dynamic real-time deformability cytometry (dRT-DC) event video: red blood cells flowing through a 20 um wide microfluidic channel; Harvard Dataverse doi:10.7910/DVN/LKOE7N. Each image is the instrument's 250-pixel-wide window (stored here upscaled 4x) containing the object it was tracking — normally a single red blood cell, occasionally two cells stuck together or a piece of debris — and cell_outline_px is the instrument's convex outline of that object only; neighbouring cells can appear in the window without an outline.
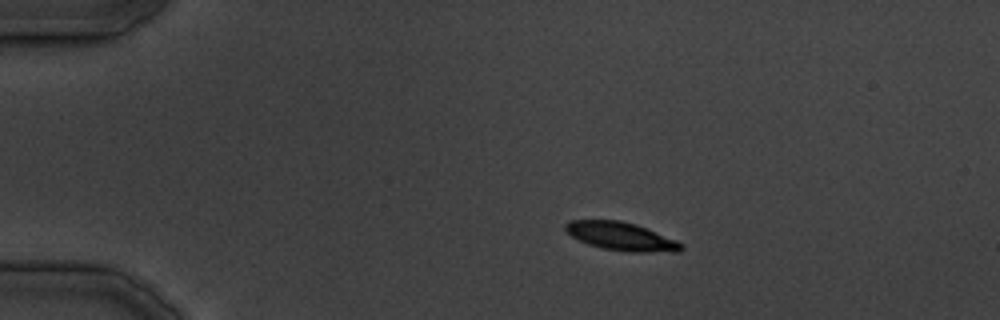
{"species": "common noctule bat (a hibernating species)", "species_latin": "Nyctalus noctula", "temperature_condition": "cold", "stored_images_in_passage": 31, "camera_frame_rate_fps": 3000, "um_per_image_px": 0.085, "animal": {"sex": "male", "body_mass_g": 19.5, "forearm_length_mm": 54.6}, "frame": {"image": 1, "passage_image": 1, "time_ms": 0.0, "image_size_px": [1000, 320], "cell_outline_px": [[684, 248], [680, 252], [628, 252], [604, 248], [588, 244], [572, 236], [564, 228], [564, 224], [568, 220], [620, 220], [636, 224], [676, 240], [684, 244]], "centroid_in_image_um": [52.83, 20.09], "position_along_channel_um": 32.2, "area_um2": 19.07}}
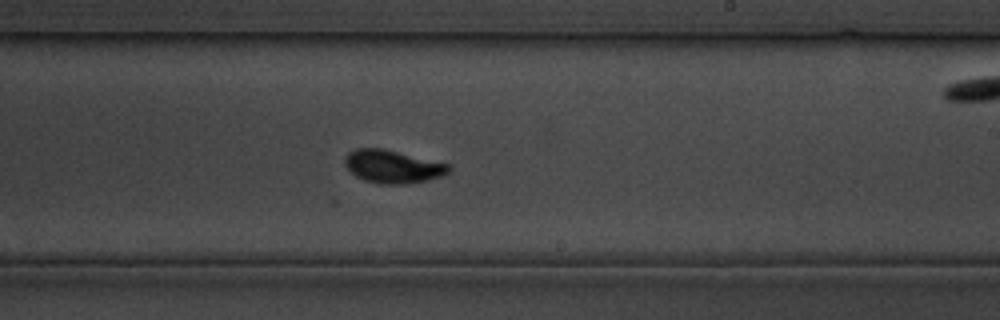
{"frame": {"image": 2, "passage_image": 17, "time_ms": 19.333, "image_size_px": [1000, 320], "cell_outline_px": [[452, 168], [448, 172], [440, 176], [428, 180], [404, 184], [380, 184], [364, 180], [356, 176], [344, 164], [344, 156], [348, 152], [356, 148], [384, 148], [452, 164]], "centroid_in_image_um": [33.39, 14.14], "position_along_channel_um": 255.6, "area_um2": 20.23}}
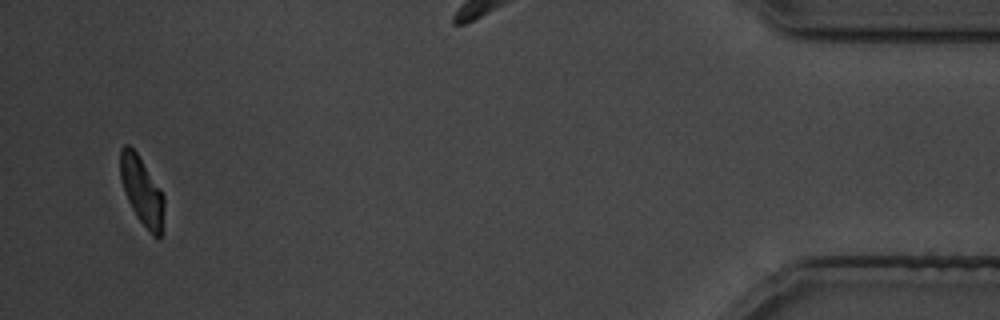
{"frame": {"image": 3, "passage_image": 30, "time_ms": 35.667, "image_size_px": [1000, 320], "cell_outline_px": [[164, 208], [160, 236], [152, 236], [136, 216], [124, 192], [120, 176], [120, 148], [124, 144], [128, 144], [136, 152], [160, 188], [164, 196]], "centroid_in_image_um": [12.04, 16.21], "position_along_channel_um": 423.2, "area_um2": 17.22}}